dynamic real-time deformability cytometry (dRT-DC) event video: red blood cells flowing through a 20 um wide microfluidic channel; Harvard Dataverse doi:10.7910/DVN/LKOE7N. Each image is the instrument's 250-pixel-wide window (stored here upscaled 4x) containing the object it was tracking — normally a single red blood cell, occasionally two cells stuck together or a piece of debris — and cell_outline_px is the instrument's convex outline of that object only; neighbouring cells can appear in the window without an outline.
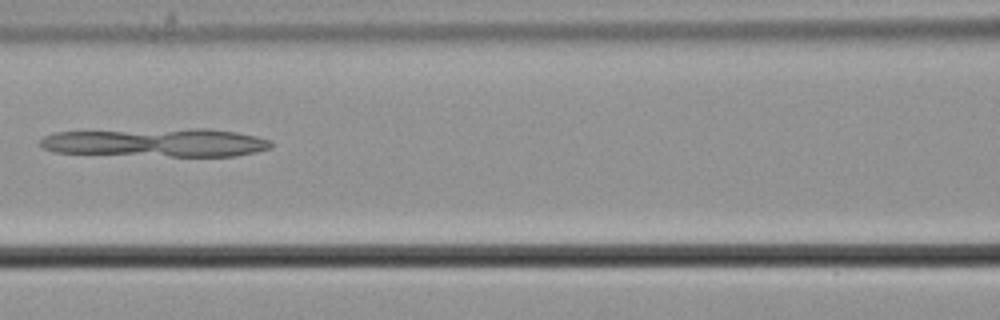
{"species": "common noctule bat (a hibernating species)", "species_latin": "Nyctalus noctula", "temperature_condition": "cold", "stored_images_in_passage": 48, "camera_frame_rate_fps": 3000, "um_per_image_px": 0.085, "animal": {"sex": "male", "body_mass_g": 21.5, "forearm_length_mm": 52.0}, "frame": {"image": 1, "passage_image": 18, "time_ms": 5.667, "image_size_px": [1000, 320], "cell_outline_px": [[272, 148], [256, 152], [236, 156], [172, 156], [56, 152], [44, 148], [40, 144], [40, 140], [44, 136], [56, 132], [188, 128], [208, 128], [236, 132], [256, 136], [272, 140]], "centroid_in_image_um": [13.37, 12.11], "position_along_channel_um": 153.2, "area_um2": 38.32}}
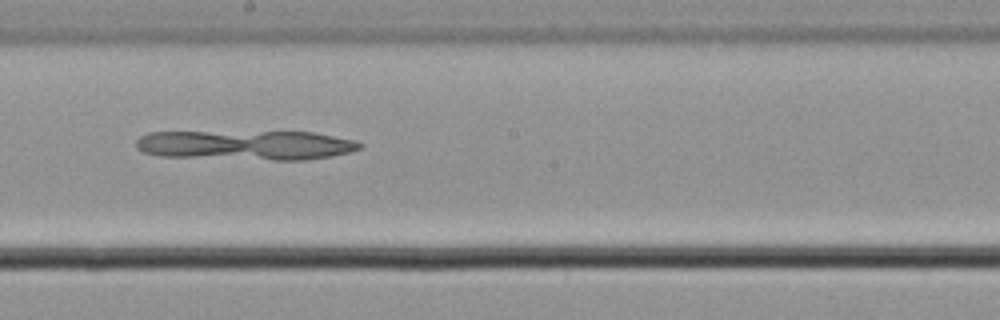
{"frame": {"image": 2, "passage_image": 24, "time_ms": 7.667, "image_size_px": [1000, 320], "cell_outline_px": [[364, 144], [360, 148], [348, 152], [332, 156], [304, 160], [272, 160], [160, 156], [144, 152], [136, 148], [136, 140], [140, 136], [148, 132], [312, 132], [356, 140]], "centroid_in_image_um": [20.9, 12.34], "position_along_channel_um": 227.3, "area_um2": 38.73}}
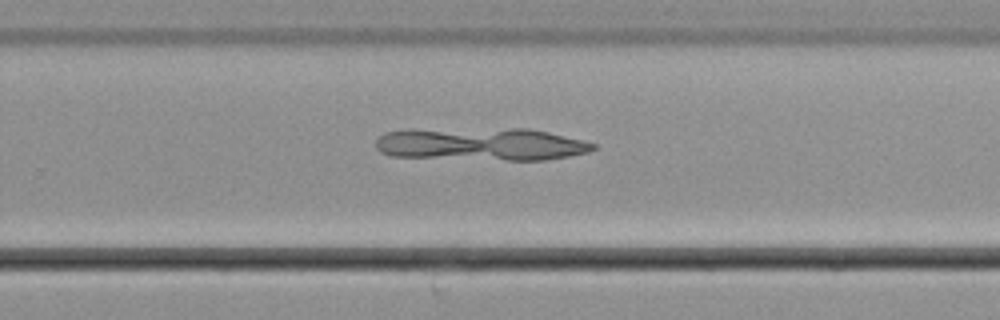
{"frame": {"image": 3, "passage_image": 29, "time_ms": 9.333, "image_size_px": [1000, 320], "cell_outline_px": [[596, 148], [588, 152], [568, 156], [544, 160], [508, 160], [388, 156], [380, 152], [376, 148], [376, 140], [384, 132], [512, 128], [528, 128], [548, 132], [596, 144]], "centroid_in_image_um": [40.95, 12.28], "position_along_channel_um": 288.9, "area_um2": 40.63}}